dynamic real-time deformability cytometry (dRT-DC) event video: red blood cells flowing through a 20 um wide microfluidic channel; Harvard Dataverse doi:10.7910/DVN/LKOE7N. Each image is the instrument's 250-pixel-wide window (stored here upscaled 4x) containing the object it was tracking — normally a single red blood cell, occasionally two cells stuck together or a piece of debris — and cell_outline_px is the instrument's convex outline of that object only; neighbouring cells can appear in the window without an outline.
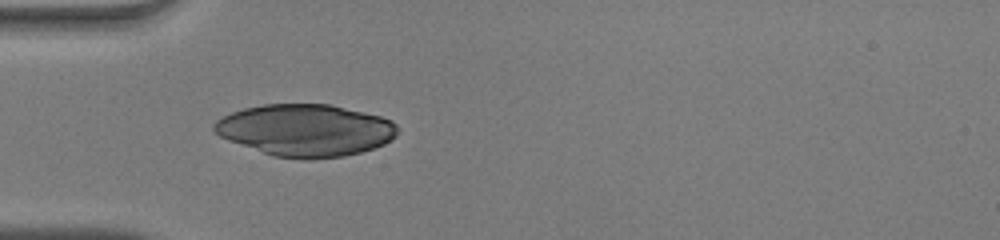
{"species": "human", "species_latin": "Homo sapiens", "temperature_condition": "warm", "stored_images_in_passage": 28, "camera_frame_rate_fps": 3000, "um_per_image_px": 0.085, "donor": {"sex": "male"}, "frame": {"image": 1, "passage_image": 1, "time_ms": 0.0, "image_size_px": [1000, 240], "cell_outline_px": [[400, 128], [396, 136], [384, 144], [360, 152], [344, 156], [304, 160], [272, 156], [228, 140], [220, 136], [212, 128], [212, 124], [216, 120], [232, 112], [244, 108], [264, 104], [332, 104], [380, 116], [392, 120]], "centroid_in_image_um": [25.98, 11.07], "position_along_channel_um": 59.0, "area_um2": 55.83}}
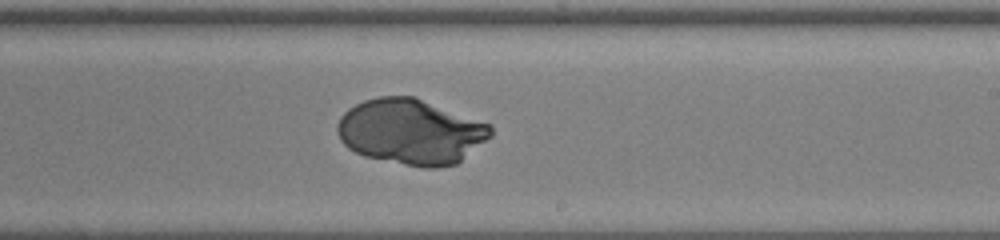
{"frame": {"image": 2, "passage_image": 16, "time_ms": 5.0, "image_size_px": [1000, 240], "cell_outline_px": [[492, 136], [456, 164], [436, 168], [424, 168], [364, 156], [348, 148], [340, 140], [336, 132], [336, 124], [340, 116], [348, 108], [364, 100], [380, 96], [416, 96], [492, 124]], "centroid_in_image_um": [34.93, 11.18], "position_along_channel_um": 254.1, "area_um2": 58.96}}
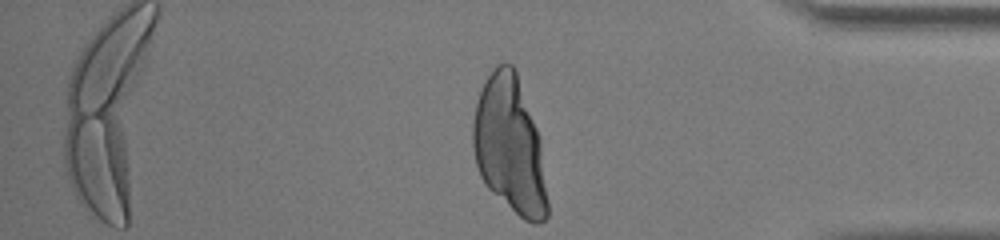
{"frame": {"image": 3, "passage_image": 28, "time_ms": 9.0, "image_size_px": [1000, 240], "cell_outline_px": [[548, 216], [540, 224], [532, 224], [524, 220], [492, 192], [484, 184], [480, 176], [476, 164], [472, 148], [472, 124], [476, 104], [480, 88], [492, 68], [496, 64], [512, 64], [516, 72], [540, 136], [548, 200]], "centroid_in_image_um": [43.32, 12.37], "position_along_channel_um": 391.9, "area_um2": 59.77}}